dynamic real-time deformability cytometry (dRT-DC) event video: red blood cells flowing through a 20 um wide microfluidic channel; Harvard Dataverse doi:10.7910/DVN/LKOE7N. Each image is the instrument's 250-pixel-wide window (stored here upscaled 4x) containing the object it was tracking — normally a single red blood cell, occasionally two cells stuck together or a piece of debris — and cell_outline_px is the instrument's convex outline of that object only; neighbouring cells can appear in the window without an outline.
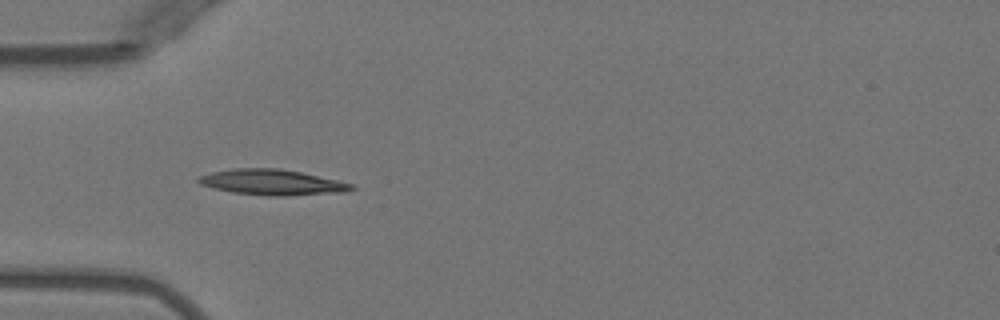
{"species": "Egyptian fruit bat (a non-hibernating species)", "species_latin": "Rousettus aegyptiacus", "temperature_condition": "warm", "stored_images_in_passage": 36, "camera_frame_rate_fps": 3000, "um_per_image_px": 0.085, "animal": {"sex": "female"}, "frame": {"image": 1, "passage_image": 1, "time_ms": 0.0, "image_size_px": [1000, 320], "cell_outline_px": [[356, 188], [344, 192], [284, 196], [268, 196], [232, 192], [200, 184], [196, 180], [196, 176], [212, 172], [236, 168], [280, 168], [300, 172], [336, 180], [352, 184]], "centroid_in_image_um": [23.1, 15.49], "position_along_channel_um": 61.9, "area_um2": 22.66}}
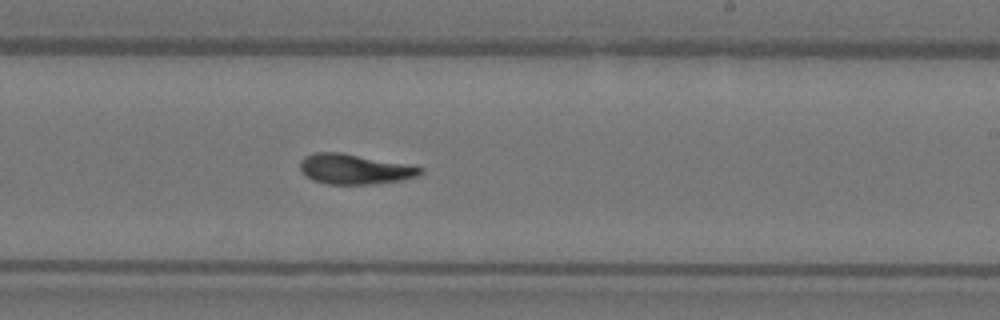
{"frame": {"image": 2, "passage_image": 16, "time_ms": 5.0, "image_size_px": [1000, 320], "cell_outline_px": [[424, 172], [420, 176], [404, 180], [372, 184], [328, 184], [312, 180], [300, 168], [300, 160], [304, 156], [316, 152], [340, 152], [408, 164], [424, 168]], "centroid_in_image_um": [30.19, 14.37], "position_along_channel_um": 258.8, "area_um2": 21.21}}
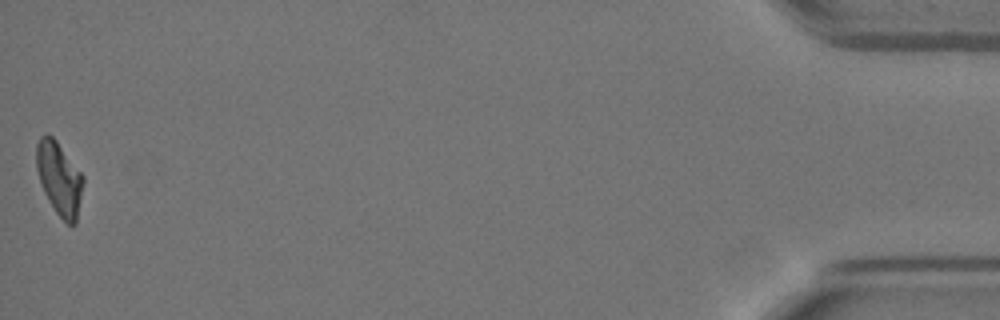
{"frame": {"image": 3, "passage_image": 36, "time_ms": 11.667, "image_size_px": [1000, 320], "cell_outline_px": [[84, 180], [76, 224], [72, 228], [56, 212], [44, 192], [36, 168], [36, 144], [40, 136], [48, 132], [56, 140], [84, 176]], "centroid_in_image_um": [5.04, 15.16], "position_along_channel_um": 430.2, "area_um2": 19.94}, "authors_computed_cell_mechanics": {"area_um2": 20.6346, "velocity_mm_per_s": 3.9806, "shape_relaxation_time_tau1_ms": 4.3644, "shape_relaxation_time_tau2_ms": 3.4491, "deformation_change_tau1": 0.1814, "deformation_change_tau2": 0.084}}